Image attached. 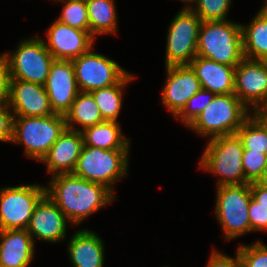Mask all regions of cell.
<instances>
[{"label": "cell", "instance_id": "1", "mask_svg": "<svg viewBox=\"0 0 267 267\" xmlns=\"http://www.w3.org/2000/svg\"><path fill=\"white\" fill-rule=\"evenodd\" d=\"M46 195L59 207L72 225H77L116 197L106 186L72 173L54 175Z\"/></svg>", "mask_w": 267, "mask_h": 267}, {"label": "cell", "instance_id": "2", "mask_svg": "<svg viewBox=\"0 0 267 267\" xmlns=\"http://www.w3.org/2000/svg\"><path fill=\"white\" fill-rule=\"evenodd\" d=\"M197 56L236 67L244 59L241 24L228 20L202 21Z\"/></svg>", "mask_w": 267, "mask_h": 267}, {"label": "cell", "instance_id": "3", "mask_svg": "<svg viewBox=\"0 0 267 267\" xmlns=\"http://www.w3.org/2000/svg\"><path fill=\"white\" fill-rule=\"evenodd\" d=\"M243 152V144L237 134L210 139L202 153L200 167L219 176L217 186L246 184Z\"/></svg>", "mask_w": 267, "mask_h": 267}, {"label": "cell", "instance_id": "4", "mask_svg": "<svg viewBox=\"0 0 267 267\" xmlns=\"http://www.w3.org/2000/svg\"><path fill=\"white\" fill-rule=\"evenodd\" d=\"M250 110L234 93L215 95L188 127L201 136H211L210 139L236 134L251 115Z\"/></svg>", "mask_w": 267, "mask_h": 267}, {"label": "cell", "instance_id": "5", "mask_svg": "<svg viewBox=\"0 0 267 267\" xmlns=\"http://www.w3.org/2000/svg\"><path fill=\"white\" fill-rule=\"evenodd\" d=\"M65 129V116L60 114L14 117L11 142L23 144L26 156L41 161Z\"/></svg>", "mask_w": 267, "mask_h": 267}, {"label": "cell", "instance_id": "6", "mask_svg": "<svg viewBox=\"0 0 267 267\" xmlns=\"http://www.w3.org/2000/svg\"><path fill=\"white\" fill-rule=\"evenodd\" d=\"M128 159L129 150H104L83 145L72 174L100 183L113 192V184L127 175Z\"/></svg>", "mask_w": 267, "mask_h": 267}, {"label": "cell", "instance_id": "7", "mask_svg": "<svg viewBox=\"0 0 267 267\" xmlns=\"http://www.w3.org/2000/svg\"><path fill=\"white\" fill-rule=\"evenodd\" d=\"M6 62L10 79L45 85L52 62L55 60L39 37L19 42L14 52L0 54Z\"/></svg>", "mask_w": 267, "mask_h": 267}, {"label": "cell", "instance_id": "8", "mask_svg": "<svg viewBox=\"0 0 267 267\" xmlns=\"http://www.w3.org/2000/svg\"><path fill=\"white\" fill-rule=\"evenodd\" d=\"M216 196L215 214L224 230L225 239H235L250 232V183L217 186Z\"/></svg>", "mask_w": 267, "mask_h": 267}, {"label": "cell", "instance_id": "9", "mask_svg": "<svg viewBox=\"0 0 267 267\" xmlns=\"http://www.w3.org/2000/svg\"><path fill=\"white\" fill-rule=\"evenodd\" d=\"M45 195V186L36 184L1 188L0 230L27 229L36 205Z\"/></svg>", "mask_w": 267, "mask_h": 267}, {"label": "cell", "instance_id": "10", "mask_svg": "<svg viewBox=\"0 0 267 267\" xmlns=\"http://www.w3.org/2000/svg\"><path fill=\"white\" fill-rule=\"evenodd\" d=\"M201 22L190 8H183L176 14L168 29L165 67L188 65L197 56Z\"/></svg>", "mask_w": 267, "mask_h": 267}, {"label": "cell", "instance_id": "11", "mask_svg": "<svg viewBox=\"0 0 267 267\" xmlns=\"http://www.w3.org/2000/svg\"><path fill=\"white\" fill-rule=\"evenodd\" d=\"M86 53L72 61L79 91L92 92L117 84L128 72L102 54Z\"/></svg>", "mask_w": 267, "mask_h": 267}, {"label": "cell", "instance_id": "12", "mask_svg": "<svg viewBox=\"0 0 267 267\" xmlns=\"http://www.w3.org/2000/svg\"><path fill=\"white\" fill-rule=\"evenodd\" d=\"M234 94L256 113L267 100V61L244 58L235 67Z\"/></svg>", "mask_w": 267, "mask_h": 267}, {"label": "cell", "instance_id": "13", "mask_svg": "<svg viewBox=\"0 0 267 267\" xmlns=\"http://www.w3.org/2000/svg\"><path fill=\"white\" fill-rule=\"evenodd\" d=\"M44 86L54 114L65 116L80 92L72 61L54 60Z\"/></svg>", "mask_w": 267, "mask_h": 267}, {"label": "cell", "instance_id": "14", "mask_svg": "<svg viewBox=\"0 0 267 267\" xmlns=\"http://www.w3.org/2000/svg\"><path fill=\"white\" fill-rule=\"evenodd\" d=\"M47 50L55 60H73L93 47L95 38L90 31L81 30L55 20L47 32Z\"/></svg>", "mask_w": 267, "mask_h": 267}, {"label": "cell", "instance_id": "15", "mask_svg": "<svg viewBox=\"0 0 267 267\" xmlns=\"http://www.w3.org/2000/svg\"><path fill=\"white\" fill-rule=\"evenodd\" d=\"M9 107L14 117L53 115L44 85L10 79Z\"/></svg>", "mask_w": 267, "mask_h": 267}, {"label": "cell", "instance_id": "16", "mask_svg": "<svg viewBox=\"0 0 267 267\" xmlns=\"http://www.w3.org/2000/svg\"><path fill=\"white\" fill-rule=\"evenodd\" d=\"M166 72L167 81L161 98L165 107L176 117L183 110L187 101L202 87L189 65L167 66Z\"/></svg>", "mask_w": 267, "mask_h": 267}, {"label": "cell", "instance_id": "17", "mask_svg": "<svg viewBox=\"0 0 267 267\" xmlns=\"http://www.w3.org/2000/svg\"><path fill=\"white\" fill-rule=\"evenodd\" d=\"M67 221L59 207L45 195L36 205L27 231L33 241L35 236L43 241L59 242L65 238Z\"/></svg>", "mask_w": 267, "mask_h": 267}, {"label": "cell", "instance_id": "18", "mask_svg": "<svg viewBox=\"0 0 267 267\" xmlns=\"http://www.w3.org/2000/svg\"><path fill=\"white\" fill-rule=\"evenodd\" d=\"M84 142L80 131L65 129L41 162L46 163L51 175L72 173Z\"/></svg>", "mask_w": 267, "mask_h": 267}, {"label": "cell", "instance_id": "19", "mask_svg": "<svg viewBox=\"0 0 267 267\" xmlns=\"http://www.w3.org/2000/svg\"><path fill=\"white\" fill-rule=\"evenodd\" d=\"M201 87L215 95L234 93L235 66L196 56L189 64Z\"/></svg>", "mask_w": 267, "mask_h": 267}, {"label": "cell", "instance_id": "20", "mask_svg": "<svg viewBox=\"0 0 267 267\" xmlns=\"http://www.w3.org/2000/svg\"><path fill=\"white\" fill-rule=\"evenodd\" d=\"M0 267H28L35 246L27 229L0 230Z\"/></svg>", "mask_w": 267, "mask_h": 267}, {"label": "cell", "instance_id": "21", "mask_svg": "<svg viewBox=\"0 0 267 267\" xmlns=\"http://www.w3.org/2000/svg\"><path fill=\"white\" fill-rule=\"evenodd\" d=\"M68 253L74 267H103L104 243L88 229L78 230L69 240Z\"/></svg>", "mask_w": 267, "mask_h": 267}, {"label": "cell", "instance_id": "22", "mask_svg": "<svg viewBox=\"0 0 267 267\" xmlns=\"http://www.w3.org/2000/svg\"><path fill=\"white\" fill-rule=\"evenodd\" d=\"M241 31L244 58L267 61V12L261 8Z\"/></svg>", "mask_w": 267, "mask_h": 267}, {"label": "cell", "instance_id": "23", "mask_svg": "<svg viewBox=\"0 0 267 267\" xmlns=\"http://www.w3.org/2000/svg\"><path fill=\"white\" fill-rule=\"evenodd\" d=\"M84 145L104 150H129L128 141L116 121H104L81 131Z\"/></svg>", "mask_w": 267, "mask_h": 267}, {"label": "cell", "instance_id": "24", "mask_svg": "<svg viewBox=\"0 0 267 267\" xmlns=\"http://www.w3.org/2000/svg\"><path fill=\"white\" fill-rule=\"evenodd\" d=\"M100 109L90 92H79L70 110L65 114L66 128L74 131H82L88 127L104 122ZM83 128L77 129L74 124Z\"/></svg>", "mask_w": 267, "mask_h": 267}, {"label": "cell", "instance_id": "25", "mask_svg": "<svg viewBox=\"0 0 267 267\" xmlns=\"http://www.w3.org/2000/svg\"><path fill=\"white\" fill-rule=\"evenodd\" d=\"M90 34L117 33V14L114 0H86Z\"/></svg>", "mask_w": 267, "mask_h": 267}, {"label": "cell", "instance_id": "26", "mask_svg": "<svg viewBox=\"0 0 267 267\" xmlns=\"http://www.w3.org/2000/svg\"><path fill=\"white\" fill-rule=\"evenodd\" d=\"M134 79L127 73L117 84L90 92L105 121H116L121 112L123 88Z\"/></svg>", "mask_w": 267, "mask_h": 267}, {"label": "cell", "instance_id": "27", "mask_svg": "<svg viewBox=\"0 0 267 267\" xmlns=\"http://www.w3.org/2000/svg\"><path fill=\"white\" fill-rule=\"evenodd\" d=\"M236 134L241 139L244 150L267 153V122L256 113H251Z\"/></svg>", "mask_w": 267, "mask_h": 267}, {"label": "cell", "instance_id": "28", "mask_svg": "<svg viewBox=\"0 0 267 267\" xmlns=\"http://www.w3.org/2000/svg\"><path fill=\"white\" fill-rule=\"evenodd\" d=\"M66 2L61 15L56 19L59 22L85 31H90L86 1L57 0Z\"/></svg>", "mask_w": 267, "mask_h": 267}, {"label": "cell", "instance_id": "29", "mask_svg": "<svg viewBox=\"0 0 267 267\" xmlns=\"http://www.w3.org/2000/svg\"><path fill=\"white\" fill-rule=\"evenodd\" d=\"M231 0H195L190 9L201 21H225L231 6Z\"/></svg>", "mask_w": 267, "mask_h": 267}, {"label": "cell", "instance_id": "30", "mask_svg": "<svg viewBox=\"0 0 267 267\" xmlns=\"http://www.w3.org/2000/svg\"><path fill=\"white\" fill-rule=\"evenodd\" d=\"M209 95V96H208ZM215 94L211 91L201 88L186 103L183 110L176 116L182 120L186 126H189L197 116L212 102Z\"/></svg>", "mask_w": 267, "mask_h": 267}, {"label": "cell", "instance_id": "31", "mask_svg": "<svg viewBox=\"0 0 267 267\" xmlns=\"http://www.w3.org/2000/svg\"><path fill=\"white\" fill-rule=\"evenodd\" d=\"M242 163L245 180L248 183L259 182L267 167L266 154L244 150Z\"/></svg>", "mask_w": 267, "mask_h": 267}, {"label": "cell", "instance_id": "32", "mask_svg": "<svg viewBox=\"0 0 267 267\" xmlns=\"http://www.w3.org/2000/svg\"><path fill=\"white\" fill-rule=\"evenodd\" d=\"M237 250L243 267H267V246L261 241L246 246L240 245Z\"/></svg>", "mask_w": 267, "mask_h": 267}, {"label": "cell", "instance_id": "33", "mask_svg": "<svg viewBox=\"0 0 267 267\" xmlns=\"http://www.w3.org/2000/svg\"><path fill=\"white\" fill-rule=\"evenodd\" d=\"M248 215L250 219V232L267 230V208L252 197L250 199Z\"/></svg>", "mask_w": 267, "mask_h": 267}, {"label": "cell", "instance_id": "34", "mask_svg": "<svg viewBox=\"0 0 267 267\" xmlns=\"http://www.w3.org/2000/svg\"><path fill=\"white\" fill-rule=\"evenodd\" d=\"M9 104L0 105V141L11 142L13 136L14 115Z\"/></svg>", "mask_w": 267, "mask_h": 267}, {"label": "cell", "instance_id": "35", "mask_svg": "<svg viewBox=\"0 0 267 267\" xmlns=\"http://www.w3.org/2000/svg\"><path fill=\"white\" fill-rule=\"evenodd\" d=\"M207 267H243V263L238 250L236 257L232 258L222 254L219 251H216L214 248L211 257L209 258Z\"/></svg>", "mask_w": 267, "mask_h": 267}, {"label": "cell", "instance_id": "36", "mask_svg": "<svg viewBox=\"0 0 267 267\" xmlns=\"http://www.w3.org/2000/svg\"><path fill=\"white\" fill-rule=\"evenodd\" d=\"M10 74L6 62L0 57V105L8 104Z\"/></svg>", "mask_w": 267, "mask_h": 267}, {"label": "cell", "instance_id": "37", "mask_svg": "<svg viewBox=\"0 0 267 267\" xmlns=\"http://www.w3.org/2000/svg\"><path fill=\"white\" fill-rule=\"evenodd\" d=\"M251 197L267 208V186L262 185L260 182L250 183Z\"/></svg>", "mask_w": 267, "mask_h": 267}, {"label": "cell", "instance_id": "38", "mask_svg": "<svg viewBox=\"0 0 267 267\" xmlns=\"http://www.w3.org/2000/svg\"><path fill=\"white\" fill-rule=\"evenodd\" d=\"M256 114L265 122H267V100L265 103L258 109Z\"/></svg>", "mask_w": 267, "mask_h": 267}, {"label": "cell", "instance_id": "39", "mask_svg": "<svg viewBox=\"0 0 267 267\" xmlns=\"http://www.w3.org/2000/svg\"><path fill=\"white\" fill-rule=\"evenodd\" d=\"M262 185L267 186V167L265 169V173L262 177V179L259 181Z\"/></svg>", "mask_w": 267, "mask_h": 267}, {"label": "cell", "instance_id": "40", "mask_svg": "<svg viewBox=\"0 0 267 267\" xmlns=\"http://www.w3.org/2000/svg\"><path fill=\"white\" fill-rule=\"evenodd\" d=\"M181 1L185 2V5H186V6H185L184 8H191V7H194V6H193V3H194L195 0H181ZM186 3H187V4L189 3V5L187 6ZM190 3H191L192 5H191Z\"/></svg>", "mask_w": 267, "mask_h": 267}, {"label": "cell", "instance_id": "41", "mask_svg": "<svg viewBox=\"0 0 267 267\" xmlns=\"http://www.w3.org/2000/svg\"><path fill=\"white\" fill-rule=\"evenodd\" d=\"M262 9H263L265 12H267V0L265 1V3H264V5H263Z\"/></svg>", "mask_w": 267, "mask_h": 267}]
</instances>
